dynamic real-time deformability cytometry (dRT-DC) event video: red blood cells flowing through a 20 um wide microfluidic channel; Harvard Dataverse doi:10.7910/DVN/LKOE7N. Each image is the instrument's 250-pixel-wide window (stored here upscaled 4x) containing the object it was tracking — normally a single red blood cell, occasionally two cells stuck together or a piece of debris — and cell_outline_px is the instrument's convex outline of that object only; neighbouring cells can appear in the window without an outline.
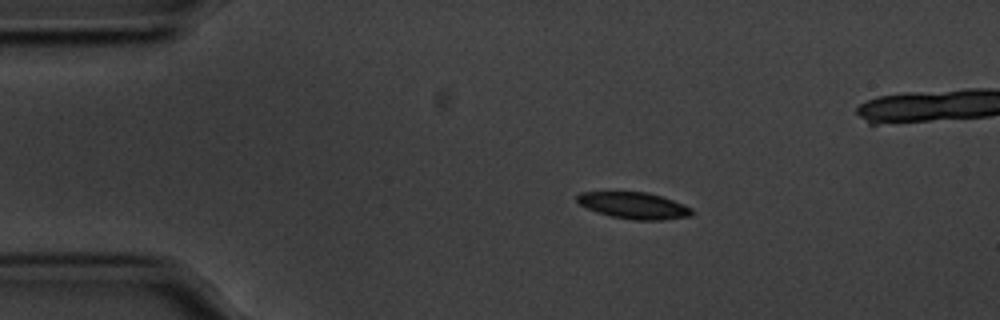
{"species": "common noctule bat (a hibernating species)", "species_latin": "Nyctalus noctula", "temperature_condition": "cold", "stored_images_in_passage": 41, "camera_frame_rate_fps": 3000, "um_per_image_px": 0.085, "animal": {"sex": "male", "body_mass_g": 20.1, "forearm_length_mm": 53.5}, "frame": {"image": 1, "passage_image": 1, "time_ms": 0.0, "image_size_px": [1000, 320], "cell_outline_px": [[692, 216], [664, 220], [632, 220], [612, 216], [596, 212], [580, 204], [576, 200], [576, 196], [580, 192], [648, 192], [672, 200], [692, 208]], "centroid_in_image_um": [53.88, 17.47], "position_along_channel_um": 31.1, "area_um2": 17.69}}
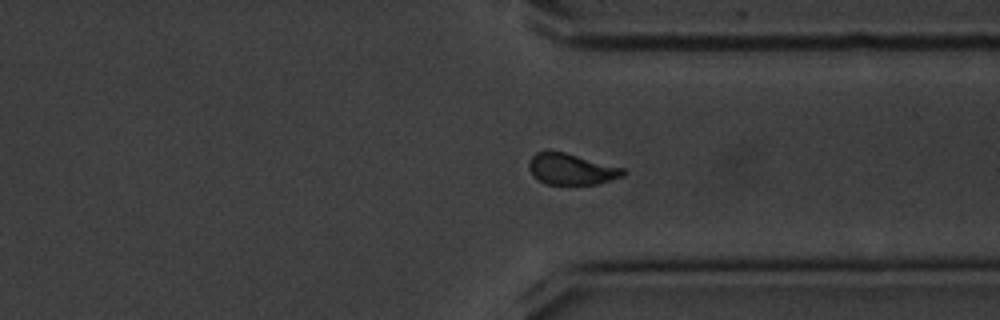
{"frame": {"image": 2, "passage_image": 33, "time_ms": 10.667, "image_size_px": [1000, 320], "cell_outline_px": [[628, 172], [624, 176], [596, 184], [544, 184], [536, 180], [532, 176], [528, 168], [528, 164], [532, 156], [536, 152], [564, 152], [624, 168]], "centroid_in_image_um": [48.55, 14.39], "position_along_channel_um": 362.8, "area_um2": 17.11}}
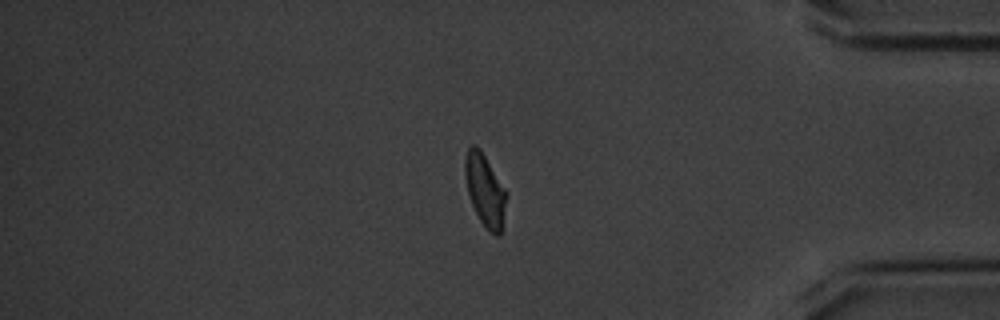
{"frame": {"image": 3, "passage_image": 38, "time_ms": 12.333, "image_size_px": [1000, 320], "cell_outline_px": [[508, 192], [500, 236], [496, 236], [488, 232], [480, 220], [472, 204], [468, 192], [464, 176], [464, 160], [468, 148], [472, 144], [476, 144], [480, 148]], "centroid_in_image_um": [41.23, 16.15], "position_along_channel_um": 394.0, "area_um2": 17.63}}